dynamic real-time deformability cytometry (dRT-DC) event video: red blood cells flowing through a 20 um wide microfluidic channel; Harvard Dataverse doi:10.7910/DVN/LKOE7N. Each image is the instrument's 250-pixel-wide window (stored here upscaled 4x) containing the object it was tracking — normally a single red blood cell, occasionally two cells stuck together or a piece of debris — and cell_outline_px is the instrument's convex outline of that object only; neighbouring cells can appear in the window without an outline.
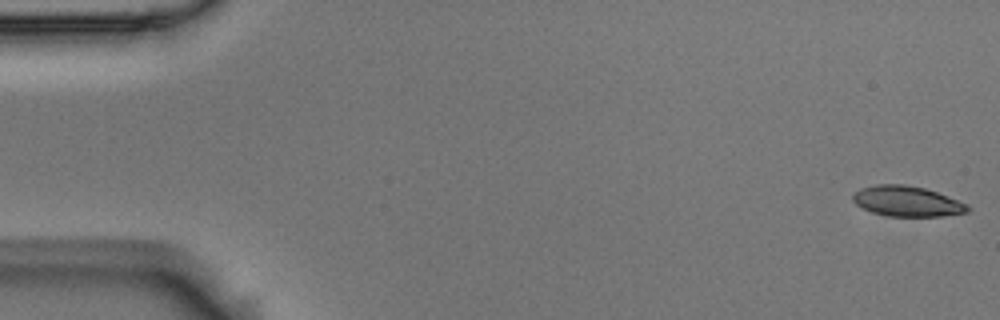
{"species": "Egyptian fruit bat (a non-hibernating species)", "species_latin": "Rousettus aegyptiacus", "temperature_condition": "room temperature", "stored_images_in_passage": 56, "camera_frame_rate_fps": 3000, "um_per_image_px": 0.085, "animal": {"sex": "male"}, "frame": {"image": 1, "passage_image": 1, "time_ms": 0.0, "image_size_px": [1000, 320], "cell_outline_px": [[972, 208], [968, 212], [940, 216], [888, 216], [872, 212], [856, 204], [852, 200], [852, 196], [860, 188], [876, 184], [904, 184], [924, 188], [936, 192], [968, 204]], "centroid_in_image_um": [77.1, 17.1], "position_along_channel_um": 7.9, "area_um2": 20.23}}
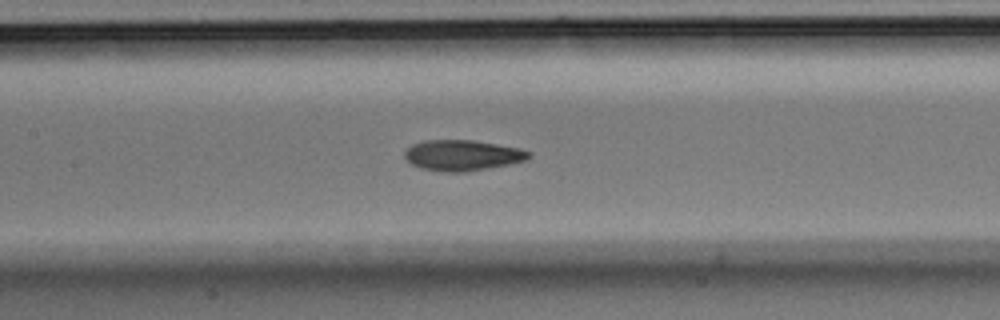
{"frame": {"image": 2, "passage_image": 26, "time_ms": 8.333, "image_size_px": [1000, 320], "cell_outline_px": [[532, 156], [528, 160], [488, 168], [464, 172], [440, 172], [420, 168], [408, 164], [404, 156], [404, 152], [412, 144], [424, 140], [472, 140], [520, 148], [532, 152]], "centroid_in_image_um": [39.28, 13.21], "position_along_channel_um": 168.1, "area_um2": 22.48}}
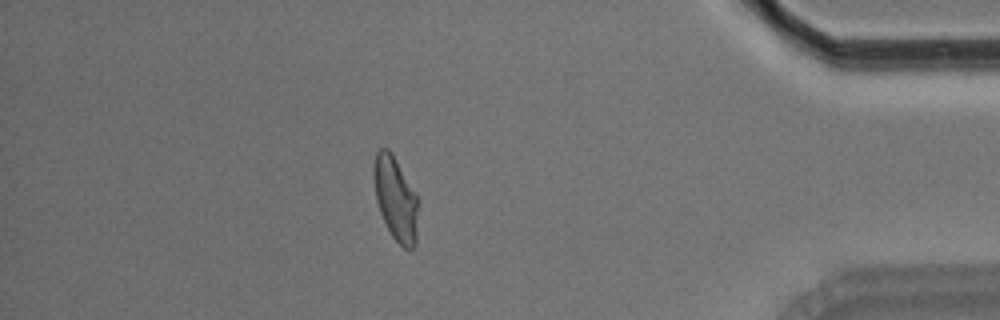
{"frame": {"image": 3, "passage_image": 49, "time_ms": 16.0, "image_size_px": [1000, 320], "cell_outline_px": [[416, 244], [412, 248], [404, 248], [392, 236], [380, 212], [376, 200], [372, 176], [372, 168], [376, 152], [380, 148], [388, 148], [392, 152], [416, 192]], "centroid_in_image_um": [33.58, 16.81], "position_along_channel_um": 401.6, "area_um2": 21.56}, "authors_computed_cell_mechanics": {"area_um2": 21.675, "velocity_mm_per_s": 3.5766, "shape_relaxation_time_tau1_ms": 8.2719, "shape_relaxation_time_tau2_ms": 2.3547, "deformation_change_tau1": 0.2116, "deformation_change_tau2": 0.0932}}